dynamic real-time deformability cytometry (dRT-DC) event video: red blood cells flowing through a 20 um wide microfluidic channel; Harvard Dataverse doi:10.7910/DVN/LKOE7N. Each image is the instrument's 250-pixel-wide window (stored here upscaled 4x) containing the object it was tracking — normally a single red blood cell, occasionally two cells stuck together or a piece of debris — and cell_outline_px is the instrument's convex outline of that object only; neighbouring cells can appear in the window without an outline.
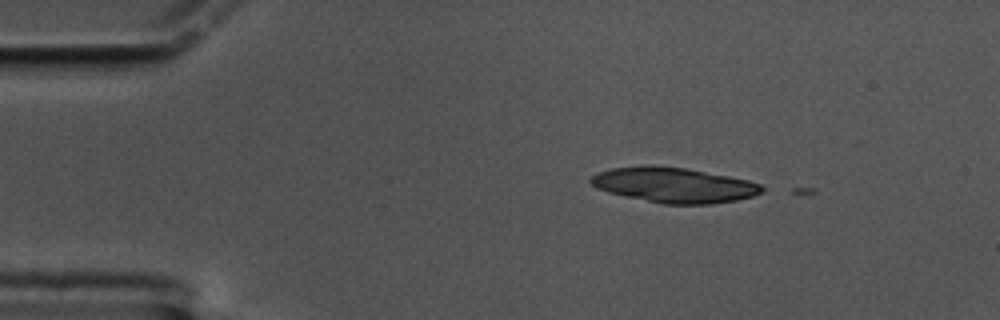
{"species": "common noctule bat (a hibernating species)", "species_latin": "Nyctalus noctula", "temperature_condition": "cold", "stored_images_in_passage": 4, "camera_frame_rate_fps": 3000, "um_per_image_px": 0.085, "animal": {"sex": "male", "body_mass_g": 17.5, "forearm_length_mm": 52.3}, "frame": {"image": 1, "passage_image": 2, "time_ms": 0.333, "image_size_px": [1000, 320], "cell_outline_px": [[764, 192], [752, 196], [736, 200], [712, 204], [664, 204], [624, 196], [608, 192], [596, 188], [588, 180], [592, 176], [600, 172], [612, 168], [648, 164], [684, 168], [728, 176], [748, 180], [760, 184], [764, 188]], "centroid_in_image_um": [57.27, 15.73], "position_along_channel_um": 27.7, "area_um2": 34.97}}